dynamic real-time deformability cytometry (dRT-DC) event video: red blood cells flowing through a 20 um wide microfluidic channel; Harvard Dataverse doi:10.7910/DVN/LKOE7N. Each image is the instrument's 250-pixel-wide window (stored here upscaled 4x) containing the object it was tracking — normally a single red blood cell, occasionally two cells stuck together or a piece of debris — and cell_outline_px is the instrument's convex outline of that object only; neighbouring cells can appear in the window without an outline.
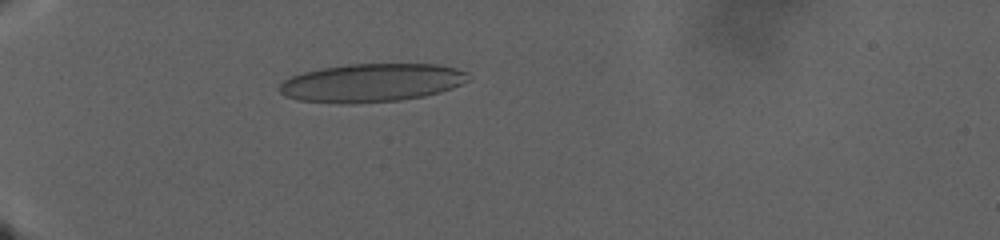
{"species": "human", "species_latin": "Homo sapiens", "temperature_condition": "warm", "stored_images_in_passage": 130, "camera_frame_rate_fps": 3000, "um_per_image_px": 0.085, "donor": {"sex": "male"}, "frame": {"image": 1, "passage_image": 45, "time_ms": 14.667, "image_size_px": [1000, 240], "cell_outline_px": [[472, 80], [452, 88], [440, 92], [424, 96], [400, 100], [352, 104], [340, 104], [296, 100], [284, 96], [276, 88], [284, 80], [292, 76], [304, 72], [320, 68], [344, 64], [436, 64], [456, 68], [468, 72]], "centroid_in_image_um": [31.58, 7.04], "position_along_channel_um": 53.4, "area_um2": 42.77}}
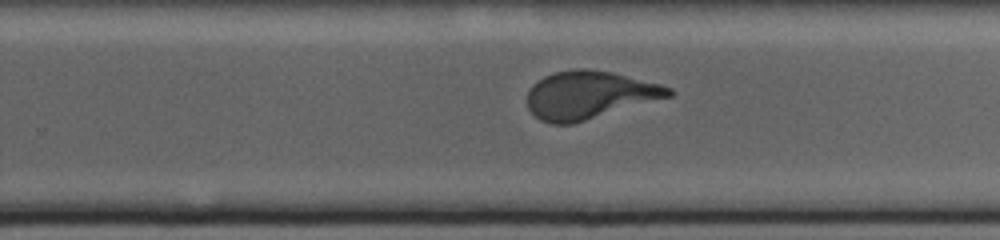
{"frame": {"image": 2, "passage_image": 91, "time_ms": 30.0, "image_size_px": [1000, 240], "cell_outline_px": [[676, 92], [672, 96], [572, 124], [552, 124], [540, 120], [528, 108], [528, 88], [532, 84], [544, 76], [556, 72], [576, 68], [588, 68], [612, 72], [660, 84], [672, 88]], "centroid_in_image_um": [50.09, 8.07], "position_along_channel_um": 279.7, "area_um2": 39.48}}
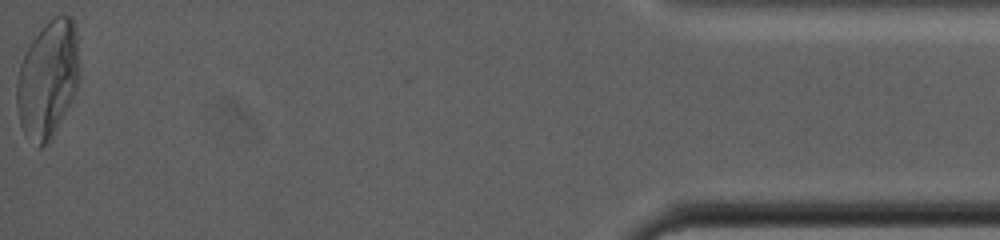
{"frame": {"image": 3, "passage_image": 130, "time_ms": 43.0, "image_size_px": [1000, 240], "cell_outline_px": [[80, 76], [76, 88], [52, 136], [40, 148], [36, 148], [24, 136], [20, 124], [16, 104], [16, 80], [20, 64], [32, 40], [44, 24], [52, 16], [72, 16], [76, 28], [80, 68]], "centroid_in_image_um": [4.04, 6.71], "position_along_channel_um": 431.2, "area_um2": 42.89}}